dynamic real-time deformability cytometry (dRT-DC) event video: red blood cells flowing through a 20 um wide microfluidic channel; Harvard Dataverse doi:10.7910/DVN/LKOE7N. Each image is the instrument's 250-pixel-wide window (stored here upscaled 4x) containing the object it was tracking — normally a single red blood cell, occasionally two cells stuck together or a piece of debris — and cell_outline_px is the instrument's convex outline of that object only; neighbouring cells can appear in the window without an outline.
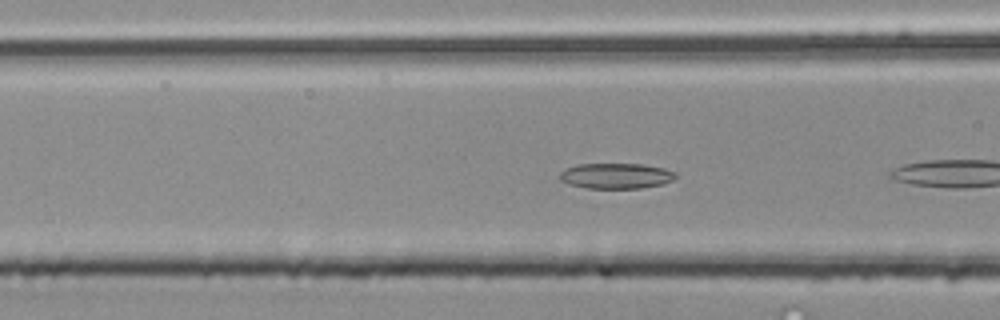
{"species": "common noctule bat (a hibernating species)", "species_latin": "Nyctalus noctula", "temperature_condition": "room temperature", "stored_images_in_passage": 8, "camera_frame_rate_fps": 3000, "um_per_image_px": 0.085, "animal": {"sex": "male", "body_mass_g": 20.4}, "frame": {"image": 1, "passage_image": 4, "time_ms": 1.0, "image_size_px": [1000, 320], "cell_outline_px": [[676, 176], [672, 180], [664, 184], [640, 188], [588, 188], [568, 184], [560, 180], [560, 172], [576, 164], [644, 164], [664, 168], [676, 172]], "centroid_in_image_um": [52.38, 14.95], "position_along_channel_um": 114.2, "area_um2": 17.22}}
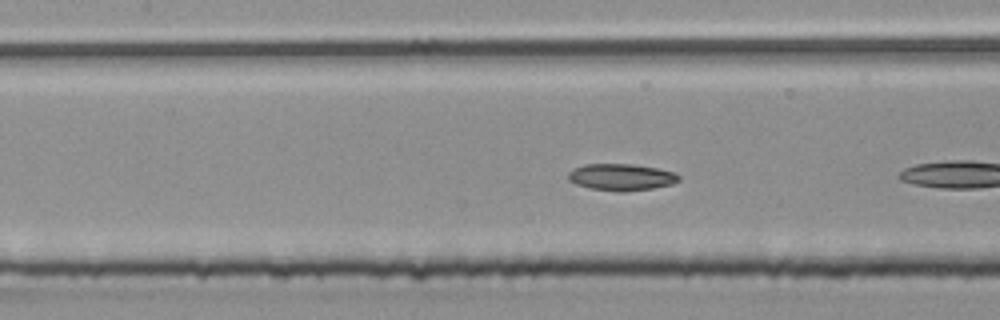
{"frame": {"image": 2, "passage_image": 7, "time_ms": 2.0, "image_size_px": [1000, 320], "cell_outline_px": [[680, 180], [672, 184], [652, 188], [624, 192], [620, 192], [588, 188], [576, 184], [568, 180], [568, 172], [584, 164], [632, 164], [656, 168], [676, 172], [680, 176]], "centroid_in_image_um": [52.82, 15.06], "position_along_channel_um": 154.6, "area_um2": 17.28}}